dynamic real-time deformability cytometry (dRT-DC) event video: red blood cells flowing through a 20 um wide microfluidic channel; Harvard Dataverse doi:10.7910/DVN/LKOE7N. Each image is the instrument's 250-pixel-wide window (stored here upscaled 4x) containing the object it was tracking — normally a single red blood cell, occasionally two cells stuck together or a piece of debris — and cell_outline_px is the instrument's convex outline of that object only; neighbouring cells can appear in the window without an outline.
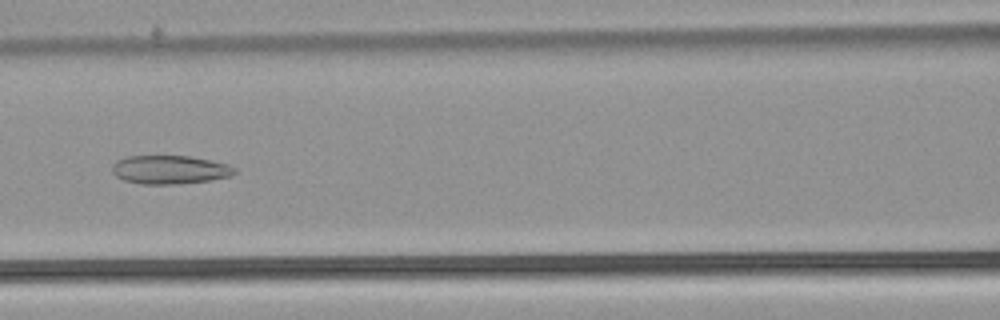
{"species": "common noctule bat (a hibernating species)", "species_latin": "Nyctalus noctula", "temperature_condition": "warm", "stored_images_in_passage": 41, "camera_frame_rate_fps": 3000, "um_per_image_px": 0.085, "animal": {"sex": "male", "body_mass_g": 21.5, "forearm_length_mm": 52.0}, "frame": {"image": 1, "passage_image": 18, "time_ms": 5.667, "image_size_px": [1000, 320], "cell_outline_px": [[236, 172], [232, 176], [208, 180], [176, 184], [140, 184], [124, 180], [116, 176], [112, 172], [112, 164], [116, 160], [128, 156], [188, 156], [228, 164], [236, 168]], "centroid_in_image_um": [14.41, 14.42], "position_along_channel_um": 152.2, "area_um2": 20.35}}
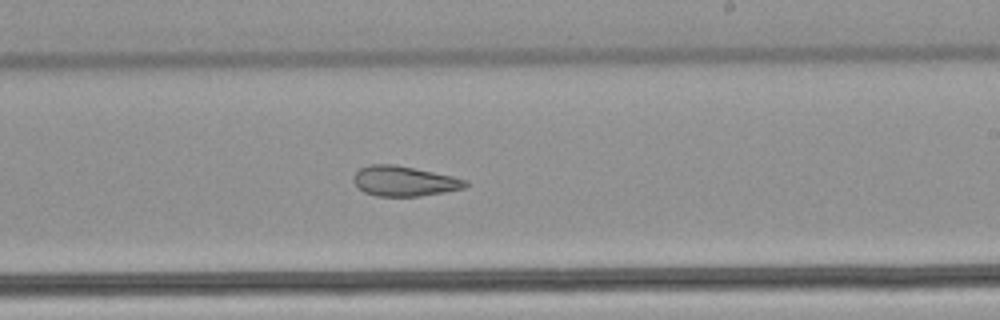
{"frame": {"image": 2, "passage_image": 26, "time_ms": 8.333, "image_size_px": [1000, 320], "cell_outline_px": [[468, 184], [464, 188], [444, 192], [420, 196], [376, 196], [364, 192], [352, 180], [352, 176], [360, 168], [368, 164], [396, 164], [452, 176], [468, 180]], "centroid_in_image_um": [34.34, 15.39], "position_along_channel_um": 254.7, "area_um2": 19.65}}
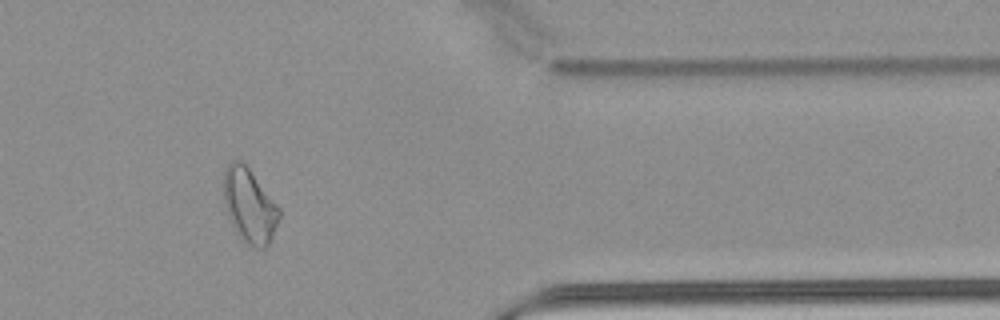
{"frame": {"image": 3, "passage_image": 38, "time_ms": 12.333, "image_size_px": [1000, 320], "cell_outline_px": [[280, 216], [272, 236], [268, 244], [264, 248], [248, 248], [244, 244], [236, 232], [224, 208], [224, 172], [228, 164], [232, 160], [240, 160], [248, 168], [280, 208]], "centroid_in_image_um": [21.18, 17.52], "position_along_channel_um": 390.2, "area_um2": 23.99}, "authors_computed_cell_mechanics": {"area_um2": 21.6172, "velocity_mm_per_s": 3.8527, "shape_relaxation_time_tau1_ms": null, "shape_relaxation_time_tau2_ms": 2.4981, "deformation_change_tau1": null, "deformation_change_tau2": 0.1039}}